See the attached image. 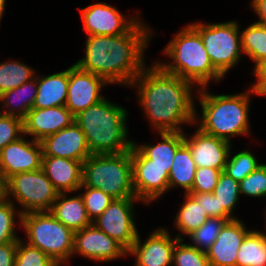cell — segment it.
I'll return each instance as SVG.
<instances>
[{
	"mask_svg": "<svg viewBox=\"0 0 266 266\" xmlns=\"http://www.w3.org/2000/svg\"><path fill=\"white\" fill-rule=\"evenodd\" d=\"M43 151L39 141L20 137L0 151V170L7 180L14 174L42 168Z\"/></svg>",
	"mask_w": 266,
	"mask_h": 266,
	"instance_id": "cell-14",
	"label": "cell"
},
{
	"mask_svg": "<svg viewBox=\"0 0 266 266\" xmlns=\"http://www.w3.org/2000/svg\"><path fill=\"white\" fill-rule=\"evenodd\" d=\"M75 121V116L66 106L45 109H31L23 119L24 134L33 136V140L44 138L66 128Z\"/></svg>",
	"mask_w": 266,
	"mask_h": 266,
	"instance_id": "cell-19",
	"label": "cell"
},
{
	"mask_svg": "<svg viewBox=\"0 0 266 266\" xmlns=\"http://www.w3.org/2000/svg\"><path fill=\"white\" fill-rule=\"evenodd\" d=\"M213 194L217 197L219 208H224L232 216L240 195L239 182L222 171Z\"/></svg>",
	"mask_w": 266,
	"mask_h": 266,
	"instance_id": "cell-31",
	"label": "cell"
},
{
	"mask_svg": "<svg viewBox=\"0 0 266 266\" xmlns=\"http://www.w3.org/2000/svg\"><path fill=\"white\" fill-rule=\"evenodd\" d=\"M34 70L18 62L0 63V95L35 78Z\"/></svg>",
	"mask_w": 266,
	"mask_h": 266,
	"instance_id": "cell-30",
	"label": "cell"
},
{
	"mask_svg": "<svg viewBox=\"0 0 266 266\" xmlns=\"http://www.w3.org/2000/svg\"><path fill=\"white\" fill-rule=\"evenodd\" d=\"M133 186L138 200L146 204L169 189L167 167L153 164L134 145L131 148Z\"/></svg>",
	"mask_w": 266,
	"mask_h": 266,
	"instance_id": "cell-11",
	"label": "cell"
},
{
	"mask_svg": "<svg viewBox=\"0 0 266 266\" xmlns=\"http://www.w3.org/2000/svg\"><path fill=\"white\" fill-rule=\"evenodd\" d=\"M24 133L23 119L0 113V151Z\"/></svg>",
	"mask_w": 266,
	"mask_h": 266,
	"instance_id": "cell-39",
	"label": "cell"
},
{
	"mask_svg": "<svg viewBox=\"0 0 266 266\" xmlns=\"http://www.w3.org/2000/svg\"><path fill=\"white\" fill-rule=\"evenodd\" d=\"M6 198H7L6 179L4 178V176L0 170V201L5 200Z\"/></svg>",
	"mask_w": 266,
	"mask_h": 266,
	"instance_id": "cell-45",
	"label": "cell"
},
{
	"mask_svg": "<svg viewBox=\"0 0 266 266\" xmlns=\"http://www.w3.org/2000/svg\"><path fill=\"white\" fill-rule=\"evenodd\" d=\"M15 212L13 201L10 199L0 201V244L19 240L15 236Z\"/></svg>",
	"mask_w": 266,
	"mask_h": 266,
	"instance_id": "cell-38",
	"label": "cell"
},
{
	"mask_svg": "<svg viewBox=\"0 0 266 266\" xmlns=\"http://www.w3.org/2000/svg\"><path fill=\"white\" fill-rule=\"evenodd\" d=\"M260 164L249 151H242L227 159L223 172L241 182L248 174L252 173Z\"/></svg>",
	"mask_w": 266,
	"mask_h": 266,
	"instance_id": "cell-33",
	"label": "cell"
},
{
	"mask_svg": "<svg viewBox=\"0 0 266 266\" xmlns=\"http://www.w3.org/2000/svg\"><path fill=\"white\" fill-rule=\"evenodd\" d=\"M253 73L258 79L257 81H266V59H264L256 67H254Z\"/></svg>",
	"mask_w": 266,
	"mask_h": 266,
	"instance_id": "cell-44",
	"label": "cell"
},
{
	"mask_svg": "<svg viewBox=\"0 0 266 266\" xmlns=\"http://www.w3.org/2000/svg\"><path fill=\"white\" fill-rule=\"evenodd\" d=\"M5 2H6V0H0V20L2 18L4 9H5V4H6Z\"/></svg>",
	"mask_w": 266,
	"mask_h": 266,
	"instance_id": "cell-47",
	"label": "cell"
},
{
	"mask_svg": "<svg viewBox=\"0 0 266 266\" xmlns=\"http://www.w3.org/2000/svg\"><path fill=\"white\" fill-rule=\"evenodd\" d=\"M81 161L43 156L42 170L59 193L73 192L82 185Z\"/></svg>",
	"mask_w": 266,
	"mask_h": 266,
	"instance_id": "cell-21",
	"label": "cell"
},
{
	"mask_svg": "<svg viewBox=\"0 0 266 266\" xmlns=\"http://www.w3.org/2000/svg\"><path fill=\"white\" fill-rule=\"evenodd\" d=\"M50 213L74 232L92 224L81 195L67 198L65 193H59Z\"/></svg>",
	"mask_w": 266,
	"mask_h": 266,
	"instance_id": "cell-23",
	"label": "cell"
},
{
	"mask_svg": "<svg viewBox=\"0 0 266 266\" xmlns=\"http://www.w3.org/2000/svg\"><path fill=\"white\" fill-rule=\"evenodd\" d=\"M84 187L86 190L80 195L83 198L88 218L93 222L103 213L114 198L103 192L101 189H96L90 186H80V189Z\"/></svg>",
	"mask_w": 266,
	"mask_h": 266,
	"instance_id": "cell-35",
	"label": "cell"
},
{
	"mask_svg": "<svg viewBox=\"0 0 266 266\" xmlns=\"http://www.w3.org/2000/svg\"><path fill=\"white\" fill-rule=\"evenodd\" d=\"M186 201L180 208L176 219L175 226L183 235H190L194 230L199 229L209 218L206 211L201 205L189 194L186 193Z\"/></svg>",
	"mask_w": 266,
	"mask_h": 266,
	"instance_id": "cell-28",
	"label": "cell"
},
{
	"mask_svg": "<svg viewBox=\"0 0 266 266\" xmlns=\"http://www.w3.org/2000/svg\"><path fill=\"white\" fill-rule=\"evenodd\" d=\"M174 238L165 229L153 231L149 238L141 244L138 234L136 241L127 254L136 256V266H169L173 264V251L181 235Z\"/></svg>",
	"mask_w": 266,
	"mask_h": 266,
	"instance_id": "cell-16",
	"label": "cell"
},
{
	"mask_svg": "<svg viewBox=\"0 0 266 266\" xmlns=\"http://www.w3.org/2000/svg\"><path fill=\"white\" fill-rule=\"evenodd\" d=\"M127 115L122 106L102 99L75 116L92 155L120 154L132 148L134 142L127 141Z\"/></svg>",
	"mask_w": 266,
	"mask_h": 266,
	"instance_id": "cell-3",
	"label": "cell"
},
{
	"mask_svg": "<svg viewBox=\"0 0 266 266\" xmlns=\"http://www.w3.org/2000/svg\"><path fill=\"white\" fill-rule=\"evenodd\" d=\"M192 26L200 33L213 66L224 76L237 64L242 53L239 26L235 21Z\"/></svg>",
	"mask_w": 266,
	"mask_h": 266,
	"instance_id": "cell-9",
	"label": "cell"
},
{
	"mask_svg": "<svg viewBox=\"0 0 266 266\" xmlns=\"http://www.w3.org/2000/svg\"><path fill=\"white\" fill-rule=\"evenodd\" d=\"M165 54L173 63L157 64L166 72L206 88L210 79L219 81L223 75L213 66L200 33L191 25L181 30L168 43Z\"/></svg>",
	"mask_w": 266,
	"mask_h": 266,
	"instance_id": "cell-4",
	"label": "cell"
},
{
	"mask_svg": "<svg viewBox=\"0 0 266 266\" xmlns=\"http://www.w3.org/2000/svg\"><path fill=\"white\" fill-rule=\"evenodd\" d=\"M101 189L114 199L136 197L131 149L120 154L90 155L82 165V185Z\"/></svg>",
	"mask_w": 266,
	"mask_h": 266,
	"instance_id": "cell-6",
	"label": "cell"
},
{
	"mask_svg": "<svg viewBox=\"0 0 266 266\" xmlns=\"http://www.w3.org/2000/svg\"><path fill=\"white\" fill-rule=\"evenodd\" d=\"M81 16L88 36L125 34L138 22V18L125 19L116 8L105 3H96L83 8Z\"/></svg>",
	"mask_w": 266,
	"mask_h": 266,
	"instance_id": "cell-13",
	"label": "cell"
},
{
	"mask_svg": "<svg viewBox=\"0 0 266 266\" xmlns=\"http://www.w3.org/2000/svg\"><path fill=\"white\" fill-rule=\"evenodd\" d=\"M36 79V80H35ZM32 89L29 90V89ZM29 90V92L27 91ZM37 94V78H33L32 80L25 82L24 84L16 87L12 90L6 91L0 95V102H3V105L7 107H12V102L20 100V104H13L12 110L0 112L3 115L16 116L21 119H24L27 113L33 109L35 97ZM18 110L16 112L15 108ZM14 109V110H13Z\"/></svg>",
	"mask_w": 266,
	"mask_h": 266,
	"instance_id": "cell-26",
	"label": "cell"
},
{
	"mask_svg": "<svg viewBox=\"0 0 266 266\" xmlns=\"http://www.w3.org/2000/svg\"><path fill=\"white\" fill-rule=\"evenodd\" d=\"M184 135V143L189 147L197 168L210 167L224 170L231 145L229 141L207 134L197 129L190 139Z\"/></svg>",
	"mask_w": 266,
	"mask_h": 266,
	"instance_id": "cell-18",
	"label": "cell"
},
{
	"mask_svg": "<svg viewBox=\"0 0 266 266\" xmlns=\"http://www.w3.org/2000/svg\"><path fill=\"white\" fill-rule=\"evenodd\" d=\"M202 118L198 128L203 132L230 142V137L248 134V111L250 92L258 94L251 87L243 94L213 95L200 88Z\"/></svg>",
	"mask_w": 266,
	"mask_h": 266,
	"instance_id": "cell-5",
	"label": "cell"
},
{
	"mask_svg": "<svg viewBox=\"0 0 266 266\" xmlns=\"http://www.w3.org/2000/svg\"><path fill=\"white\" fill-rule=\"evenodd\" d=\"M236 266H266V234L251 231L237 252Z\"/></svg>",
	"mask_w": 266,
	"mask_h": 266,
	"instance_id": "cell-27",
	"label": "cell"
},
{
	"mask_svg": "<svg viewBox=\"0 0 266 266\" xmlns=\"http://www.w3.org/2000/svg\"><path fill=\"white\" fill-rule=\"evenodd\" d=\"M240 35L242 52H245L256 63V67L266 59V25L255 22Z\"/></svg>",
	"mask_w": 266,
	"mask_h": 266,
	"instance_id": "cell-29",
	"label": "cell"
},
{
	"mask_svg": "<svg viewBox=\"0 0 266 266\" xmlns=\"http://www.w3.org/2000/svg\"><path fill=\"white\" fill-rule=\"evenodd\" d=\"M150 28L137 22L127 33L115 36L90 35L85 57L75 63L81 70L104 78L109 84L129 85L146 68L144 50Z\"/></svg>",
	"mask_w": 266,
	"mask_h": 266,
	"instance_id": "cell-2",
	"label": "cell"
},
{
	"mask_svg": "<svg viewBox=\"0 0 266 266\" xmlns=\"http://www.w3.org/2000/svg\"><path fill=\"white\" fill-rule=\"evenodd\" d=\"M18 242L0 244V266H14Z\"/></svg>",
	"mask_w": 266,
	"mask_h": 266,
	"instance_id": "cell-42",
	"label": "cell"
},
{
	"mask_svg": "<svg viewBox=\"0 0 266 266\" xmlns=\"http://www.w3.org/2000/svg\"><path fill=\"white\" fill-rule=\"evenodd\" d=\"M228 220L224 218L209 217L199 228L188 235L197 249L207 252L211 245L216 241L218 234Z\"/></svg>",
	"mask_w": 266,
	"mask_h": 266,
	"instance_id": "cell-32",
	"label": "cell"
},
{
	"mask_svg": "<svg viewBox=\"0 0 266 266\" xmlns=\"http://www.w3.org/2000/svg\"><path fill=\"white\" fill-rule=\"evenodd\" d=\"M69 68L52 75L37 77V94L33 108L65 106L68 94Z\"/></svg>",
	"mask_w": 266,
	"mask_h": 266,
	"instance_id": "cell-22",
	"label": "cell"
},
{
	"mask_svg": "<svg viewBox=\"0 0 266 266\" xmlns=\"http://www.w3.org/2000/svg\"><path fill=\"white\" fill-rule=\"evenodd\" d=\"M55 262L42 250L18 240L14 266H53Z\"/></svg>",
	"mask_w": 266,
	"mask_h": 266,
	"instance_id": "cell-36",
	"label": "cell"
},
{
	"mask_svg": "<svg viewBox=\"0 0 266 266\" xmlns=\"http://www.w3.org/2000/svg\"><path fill=\"white\" fill-rule=\"evenodd\" d=\"M222 171L210 167L196 169L192 189L188 193H213Z\"/></svg>",
	"mask_w": 266,
	"mask_h": 266,
	"instance_id": "cell-40",
	"label": "cell"
},
{
	"mask_svg": "<svg viewBox=\"0 0 266 266\" xmlns=\"http://www.w3.org/2000/svg\"><path fill=\"white\" fill-rule=\"evenodd\" d=\"M252 87L258 92V95L266 96V81H257Z\"/></svg>",
	"mask_w": 266,
	"mask_h": 266,
	"instance_id": "cell-46",
	"label": "cell"
},
{
	"mask_svg": "<svg viewBox=\"0 0 266 266\" xmlns=\"http://www.w3.org/2000/svg\"><path fill=\"white\" fill-rule=\"evenodd\" d=\"M20 221L27 233V243L42 250L55 263H64L73 254L75 232L50 211L25 213Z\"/></svg>",
	"mask_w": 266,
	"mask_h": 266,
	"instance_id": "cell-7",
	"label": "cell"
},
{
	"mask_svg": "<svg viewBox=\"0 0 266 266\" xmlns=\"http://www.w3.org/2000/svg\"><path fill=\"white\" fill-rule=\"evenodd\" d=\"M108 82L93 73L81 70L76 64L69 68L66 108L76 116L102 99L100 89Z\"/></svg>",
	"mask_w": 266,
	"mask_h": 266,
	"instance_id": "cell-12",
	"label": "cell"
},
{
	"mask_svg": "<svg viewBox=\"0 0 266 266\" xmlns=\"http://www.w3.org/2000/svg\"><path fill=\"white\" fill-rule=\"evenodd\" d=\"M162 141L157 145H133L153 164L160 167H167L169 173L172 167L173 159L178 148L184 143L183 132H160Z\"/></svg>",
	"mask_w": 266,
	"mask_h": 266,
	"instance_id": "cell-24",
	"label": "cell"
},
{
	"mask_svg": "<svg viewBox=\"0 0 266 266\" xmlns=\"http://www.w3.org/2000/svg\"><path fill=\"white\" fill-rule=\"evenodd\" d=\"M183 239L176 242L173 251L175 266H210L207 254L191 244H182Z\"/></svg>",
	"mask_w": 266,
	"mask_h": 266,
	"instance_id": "cell-34",
	"label": "cell"
},
{
	"mask_svg": "<svg viewBox=\"0 0 266 266\" xmlns=\"http://www.w3.org/2000/svg\"><path fill=\"white\" fill-rule=\"evenodd\" d=\"M189 194L202 206L209 217L224 218L228 221L234 219V216H231L224 208H219V202L213 193Z\"/></svg>",
	"mask_w": 266,
	"mask_h": 266,
	"instance_id": "cell-41",
	"label": "cell"
},
{
	"mask_svg": "<svg viewBox=\"0 0 266 266\" xmlns=\"http://www.w3.org/2000/svg\"><path fill=\"white\" fill-rule=\"evenodd\" d=\"M6 194H12L18 203L26 210L17 215L29 212L50 211L59 192L41 169L12 175L6 180Z\"/></svg>",
	"mask_w": 266,
	"mask_h": 266,
	"instance_id": "cell-8",
	"label": "cell"
},
{
	"mask_svg": "<svg viewBox=\"0 0 266 266\" xmlns=\"http://www.w3.org/2000/svg\"><path fill=\"white\" fill-rule=\"evenodd\" d=\"M196 169L191 151L183 143L175 153L169 172V189L179 185L188 193L192 189Z\"/></svg>",
	"mask_w": 266,
	"mask_h": 266,
	"instance_id": "cell-25",
	"label": "cell"
},
{
	"mask_svg": "<svg viewBox=\"0 0 266 266\" xmlns=\"http://www.w3.org/2000/svg\"><path fill=\"white\" fill-rule=\"evenodd\" d=\"M62 263H55L53 266H59L61 265Z\"/></svg>",
	"mask_w": 266,
	"mask_h": 266,
	"instance_id": "cell-48",
	"label": "cell"
},
{
	"mask_svg": "<svg viewBox=\"0 0 266 266\" xmlns=\"http://www.w3.org/2000/svg\"><path fill=\"white\" fill-rule=\"evenodd\" d=\"M137 86L139 102L158 132H183L180 124L196 122L193 83L166 73L156 62L130 84Z\"/></svg>",
	"mask_w": 266,
	"mask_h": 266,
	"instance_id": "cell-1",
	"label": "cell"
},
{
	"mask_svg": "<svg viewBox=\"0 0 266 266\" xmlns=\"http://www.w3.org/2000/svg\"><path fill=\"white\" fill-rule=\"evenodd\" d=\"M127 250L116 240L91 224L74 233L73 254L79 253L97 261H111L127 254Z\"/></svg>",
	"mask_w": 266,
	"mask_h": 266,
	"instance_id": "cell-15",
	"label": "cell"
},
{
	"mask_svg": "<svg viewBox=\"0 0 266 266\" xmlns=\"http://www.w3.org/2000/svg\"><path fill=\"white\" fill-rule=\"evenodd\" d=\"M250 232L237 218L227 221L206 252L210 266H236L237 252Z\"/></svg>",
	"mask_w": 266,
	"mask_h": 266,
	"instance_id": "cell-20",
	"label": "cell"
},
{
	"mask_svg": "<svg viewBox=\"0 0 266 266\" xmlns=\"http://www.w3.org/2000/svg\"><path fill=\"white\" fill-rule=\"evenodd\" d=\"M43 156L61 157L82 163L92 155L86 136L74 121L66 128L40 141Z\"/></svg>",
	"mask_w": 266,
	"mask_h": 266,
	"instance_id": "cell-17",
	"label": "cell"
},
{
	"mask_svg": "<svg viewBox=\"0 0 266 266\" xmlns=\"http://www.w3.org/2000/svg\"><path fill=\"white\" fill-rule=\"evenodd\" d=\"M137 200L136 197L113 199L103 213L92 222L94 226L116 240L127 251L132 247L139 234L133 219V203Z\"/></svg>",
	"mask_w": 266,
	"mask_h": 266,
	"instance_id": "cell-10",
	"label": "cell"
},
{
	"mask_svg": "<svg viewBox=\"0 0 266 266\" xmlns=\"http://www.w3.org/2000/svg\"><path fill=\"white\" fill-rule=\"evenodd\" d=\"M240 194L252 197L266 196V164H260L239 182Z\"/></svg>",
	"mask_w": 266,
	"mask_h": 266,
	"instance_id": "cell-37",
	"label": "cell"
},
{
	"mask_svg": "<svg viewBox=\"0 0 266 266\" xmlns=\"http://www.w3.org/2000/svg\"><path fill=\"white\" fill-rule=\"evenodd\" d=\"M251 4L259 16L260 21L258 23L266 25V0H252Z\"/></svg>",
	"mask_w": 266,
	"mask_h": 266,
	"instance_id": "cell-43",
	"label": "cell"
}]
</instances>
